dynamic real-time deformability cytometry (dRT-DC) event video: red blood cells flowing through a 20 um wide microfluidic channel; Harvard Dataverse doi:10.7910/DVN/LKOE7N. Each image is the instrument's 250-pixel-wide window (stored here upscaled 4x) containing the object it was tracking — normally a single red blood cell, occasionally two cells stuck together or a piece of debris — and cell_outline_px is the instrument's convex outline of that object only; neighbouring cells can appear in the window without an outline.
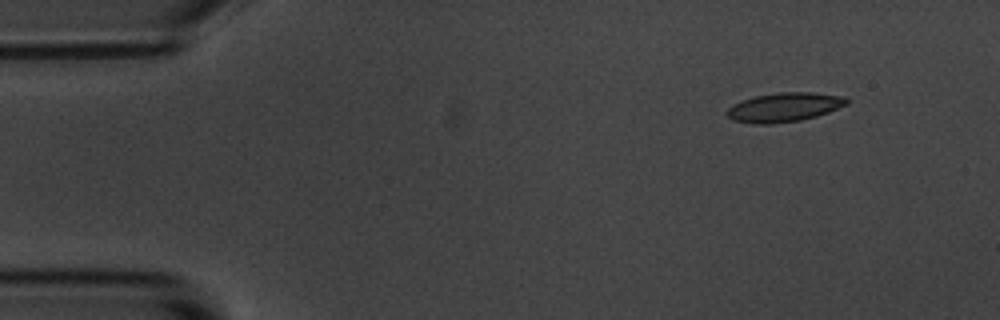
{"species": "common noctule bat (a hibernating species)", "species_latin": "Nyctalus noctula", "temperature_condition": "room temperature", "stored_images_in_passage": 4, "camera_frame_rate_fps": 3000, "um_per_image_px": 0.085, "animal": {"sex": "male", "body_mass_g": 20.1, "forearm_length_mm": 53.5}, "frame": {"image": 1, "passage_image": 2, "time_ms": 0.333, "image_size_px": [1000, 320], "cell_outline_px": [[848, 104], [828, 112], [816, 116], [800, 120], [768, 124], [756, 124], [732, 120], [724, 112], [732, 104], [756, 96], [776, 92], [812, 92], [844, 96], [848, 100]], "centroid_in_image_um": [66.65, 9.11], "position_along_channel_um": 18.4, "area_um2": 20.29}}